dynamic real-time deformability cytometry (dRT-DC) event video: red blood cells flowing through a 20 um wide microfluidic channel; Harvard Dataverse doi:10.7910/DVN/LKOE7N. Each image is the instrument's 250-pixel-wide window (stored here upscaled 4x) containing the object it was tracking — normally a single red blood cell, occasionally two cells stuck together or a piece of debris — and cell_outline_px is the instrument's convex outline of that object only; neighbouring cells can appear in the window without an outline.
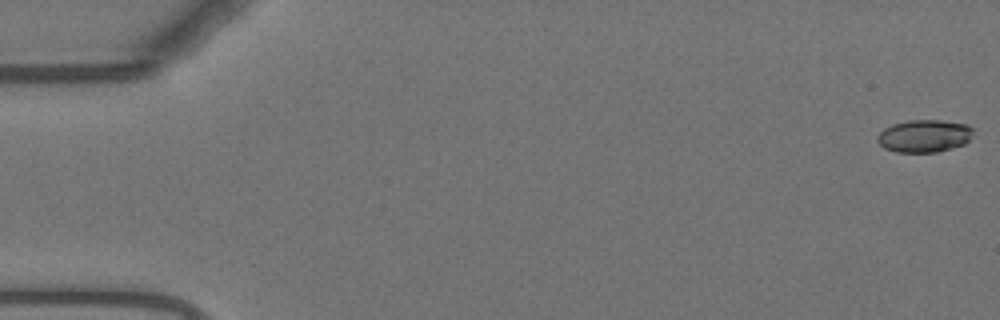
{"species": "Egyptian fruit bat (a non-hibernating species)", "species_latin": "Rousettus aegyptiacus", "temperature_condition": "warm", "stored_images_in_passage": 55, "camera_frame_rate_fps": 3000, "um_per_image_px": 0.085, "animal": {"sex": "female"}, "frame": {"image": 1, "passage_image": 1, "time_ms": 0.0, "image_size_px": [1000, 320], "cell_outline_px": [[972, 132], [968, 140], [964, 144], [936, 152], [896, 152], [884, 148], [876, 140], [876, 136], [884, 128], [892, 124], [908, 120], [940, 120], [968, 124], [972, 128]], "centroid_in_image_um": [78.52, 11.55], "position_along_channel_um": 6.5, "area_um2": 18.15}}
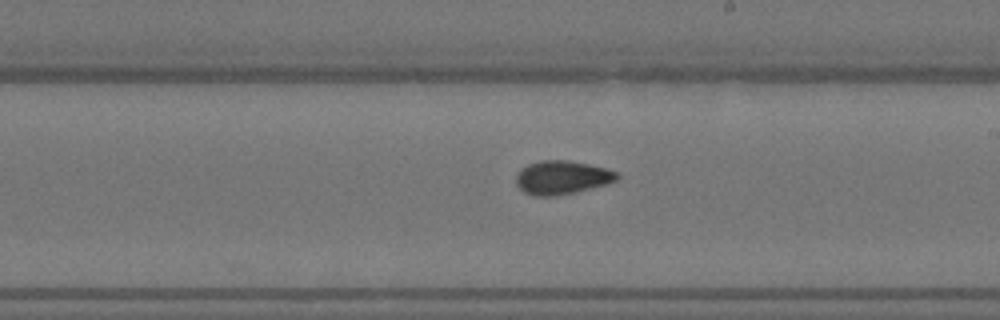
{"frame": {"image": 2, "passage_image": 32, "time_ms": 10.333, "image_size_px": [1000, 320], "cell_outline_px": [[620, 176], [616, 180], [604, 184], [576, 192], [556, 196], [536, 196], [524, 192], [516, 184], [516, 176], [520, 168], [528, 164], [540, 160], [568, 160], [588, 164], [604, 168], [616, 172]], "centroid_in_image_um": [47.72, 15.08], "position_along_channel_um": 241.3, "area_um2": 19.65}}
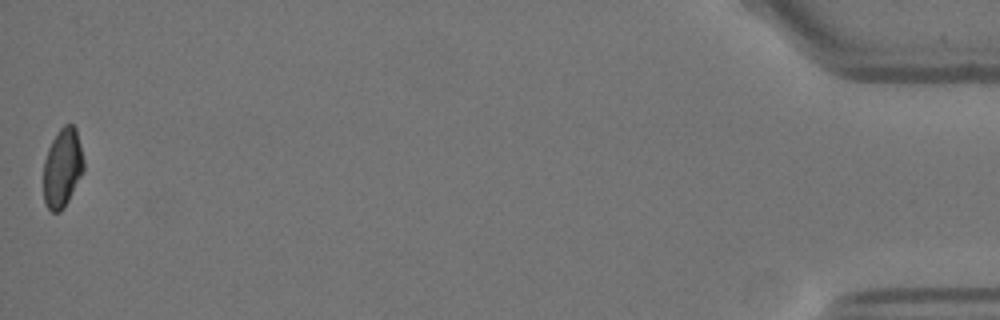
{"frame": {"image": 3, "passage_image": 55, "time_ms": 18.0, "image_size_px": [1000, 320], "cell_outline_px": [[84, 172], [64, 208], [60, 212], [52, 212], [48, 208], [44, 200], [44, 160], [48, 148], [52, 140], [60, 128], [64, 124], [72, 124], [76, 128], [84, 160]], "centroid_in_image_um": [5.32, 14.27], "position_along_channel_um": 429.9, "area_um2": 18.61}, "authors_computed_cell_mechanics": {"area_um2": 19.0162, "velocity_mm_per_s": 3.716, "shape_relaxation_time_tau1_ms": 9.462, "shape_relaxation_time_tau2_ms": 2.3188, "deformation_change_tau1": 0.2045, "deformation_change_tau2": 0.0745}}